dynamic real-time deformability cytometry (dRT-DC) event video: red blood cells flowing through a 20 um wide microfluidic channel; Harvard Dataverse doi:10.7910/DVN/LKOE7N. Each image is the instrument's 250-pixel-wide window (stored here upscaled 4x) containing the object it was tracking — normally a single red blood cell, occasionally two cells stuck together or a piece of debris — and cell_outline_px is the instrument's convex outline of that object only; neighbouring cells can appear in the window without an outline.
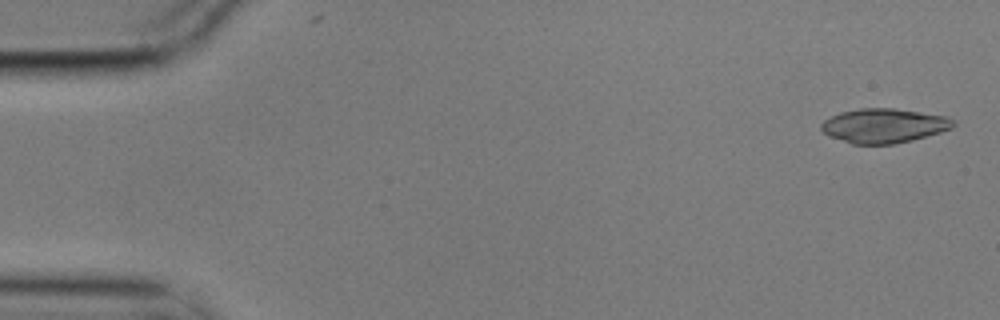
{"species": "common noctule bat (a hibernating species)", "species_latin": "Nyctalus noctula", "temperature_condition": "cold", "stored_images_in_passage": 4, "camera_frame_rate_fps": 3000, "um_per_image_px": 0.085, "animal": {"sex": "male", "body_mass_g": 17.9}, "frame": {"image": 1, "passage_image": 1, "time_ms": 0.0, "image_size_px": [1000, 320], "cell_outline_px": [[956, 124], [952, 128], [940, 132], [912, 140], [892, 144], [852, 144], [828, 136], [820, 128], [820, 124], [824, 120], [840, 112], [860, 108], [892, 108], [948, 116], [956, 120]], "centroid_in_image_um": [75.14, 10.68], "position_along_channel_um": 9.9, "area_um2": 26.53}}
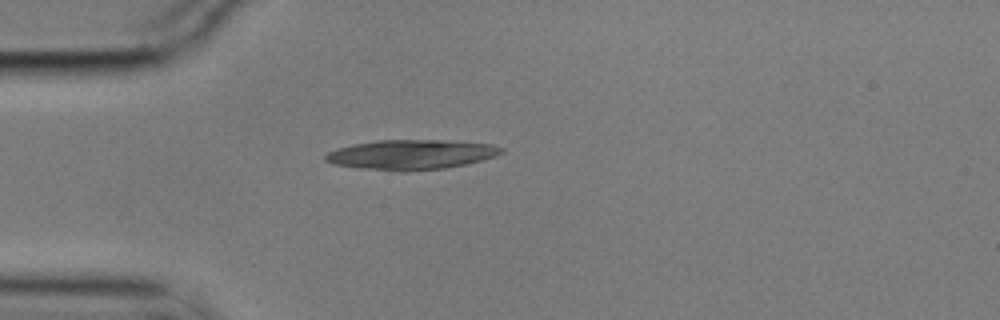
{"frame": {"image": 2, "passage_image": 4, "time_ms": 1.0, "image_size_px": [1000, 320], "cell_outline_px": [[504, 152], [496, 156], [464, 164], [444, 168], [404, 172], [400, 172], [360, 168], [332, 164], [324, 160], [324, 156], [328, 152], [336, 148], [376, 140], [440, 140], [492, 144], [504, 148]], "centroid_in_image_um": [34.92, 13.14], "position_along_channel_um": 50.1, "area_um2": 30.58}}